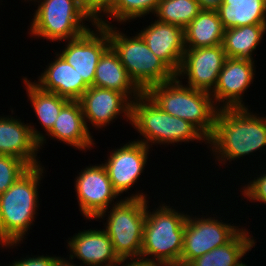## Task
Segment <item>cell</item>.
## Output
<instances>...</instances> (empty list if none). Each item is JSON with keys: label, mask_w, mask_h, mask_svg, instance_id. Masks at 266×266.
I'll return each mask as SVG.
<instances>
[{"label": "cell", "mask_w": 266, "mask_h": 266, "mask_svg": "<svg viewBox=\"0 0 266 266\" xmlns=\"http://www.w3.org/2000/svg\"><path fill=\"white\" fill-rule=\"evenodd\" d=\"M149 147L140 141H129L112 150L104 166L115 191L121 195L128 191L144 170Z\"/></svg>", "instance_id": "cell-14"}, {"label": "cell", "mask_w": 266, "mask_h": 266, "mask_svg": "<svg viewBox=\"0 0 266 266\" xmlns=\"http://www.w3.org/2000/svg\"><path fill=\"white\" fill-rule=\"evenodd\" d=\"M93 86L123 93L131 102L143 93L129 77L127 70L120 62L118 54L111 46L99 59L95 70ZM132 98L134 99L132 100Z\"/></svg>", "instance_id": "cell-21"}, {"label": "cell", "mask_w": 266, "mask_h": 266, "mask_svg": "<svg viewBox=\"0 0 266 266\" xmlns=\"http://www.w3.org/2000/svg\"><path fill=\"white\" fill-rule=\"evenodd\" d=\"M161 205L152 213L147 205L140 257L164 266H180L187 214Z\"/></svg>", "instance_id": "cell-4"}, {"label": "cell", "mask_w": 266, "mask_h": 266, "mask_svg": "<svg viewBox=\"0 0 266 266\" xmlns=\"http://www.w3.org/2000/svg\"><path fill=\"white\" fill-rule=\"evenodd\" d=\"M239 266H247L245 263L240 264Z\"/></svg>", "instance_id": "cell-36"}, {"label": "cell", "mask_w": 266, "mask_h": 266, "mask_svg": "<svg viewBox=\"0 0 266 266\" xmlns=\"http://www.w3.org/2000/svg\"><path fill=\"white\" fill-rule=\"evenodd\" d=\"M97 24L108 25L110 46L118 54L129 77L143 92L151 85L164 83L175 77V73L149 49L139 33L132 38L128 37L102 18Z\"/></svg>", "instance_id": "cell-6"}, {"label": "cell", "mask_w": 266, "mask_h": 266, "mask_svg": "<svg viewBox=\"0 0 266 266\" xmlns=\"http://www.w3.org/2000/svg\"><path fill=\"white\" fill-rule=\"evenodd\" d=\"M24 124L14 117H0V155L13 156L36 167L41 165L36 156L46 137L32 125Z\"/></svg>", "instance_id": "cell-13"}, {"label": "cell", "mask_w": 266, "mask_h": 266, "mask_svg": "<svg viewBox=\"0 0 266 266\" xmlns=\"http://www.w3.org/2000/svg\"><path fill=\"white\" fill-rule=\"evenodd\" d=\"M69 240V258H71L69 260L80 259L84 263L81 266H118L127 260H120L116 255L113 244L104 229L84 230Z\"/></svg>", "instance_id": "cell-17"}, {"label": "cell", "mask_w": 266, "mask_h": 266, "mask_svg": "<svg viewBox=\"0 0 266 266\" xmlns=\"http://www.w3.org/2000/svg\"><path fill=\"white\" fill-rule=\"evenodd\" d=\"M261 176L255 177L253 180L246 184L241 192L244 195V198H248L253 201L251 202H261L266 204V174H260Z\"/></svg>", "instance_id": "cell-30"}, {"label": "cell", "mask_w": 266, "mask_h": 266, "mask_svg": "<svg viewBox=\"0 0 266 266\" xmlns=\"http://www.w3.org/2000/svg\"><path fill=\"white\" fill-rule=\"evenodd\" d=\"M75 180V191L80 211L87 219H101L106 214L108 207L113 199L119 194L113 188V185L102 164L88 166L81 170Z\"/></svg>", "instance_id": "cell-10"}, {"label": "cell", "mask_w": 266, "mask_h": 266, "mask_svg": "<svg viewBox=\"0 0 266 266\" xmlns=\"http://www.w3.org/2000/svg\"><path fill=\"white\" fill-rule=\"evenodd\" d=\"M42 173L44 169L41 165L31 167L6 192L0 194L1 247H15L23 242L24 235L33 225L39 207L37 190Z\"/></svg>", "instance_id": "cell-2"}, {"label": "cell", "mask_w": 266, "mask_h": 266, "mask_svg": "<svg viewBox=\"0 0 266 266\" xmlns=\"http://www.w3.org/2000/svg\"><path fill=\"white\" fill-rule=\"evenodd\" d=\"M139 34L149 49L176 74L186 51L184 29L155 20Z\"/></svg>", "instance_id": "cell-18"}, {"label": "cell", "mask_w": 266, "mask_h": 266, "mask_svg": "<svg viewBox=\"0 0 266 266\" xmlns=\"http://www.w3.org/2000/svg\"><path fill=\"white\" fill-rule=\"evenodd\" d=\"M201 10L197 0H160L154 16L160 22L184 29Z\"/></svg>", "instance_id": "cell-27"}, {"label": "cell", "mask_w": 266, "mask_h": 266, "mask_svg": "<svg viewBox=\"0 0 266 266\" xmlns=\"http://www.w3.org/2000/svg\"><path fill=\"white\" fill-rule=\"evenodd\" d=\"M48 137L62 141L78 150L91 149L95 143L85 122L79 101H69L57 117Z\"/></svg>", "instance_id": "cell-20"}, {"label": "cell", "mask_w": 266, "mask_h": 266, "mask_svg": "<svg viewBox=\"0 0 266 266\" xmlns=\"http://www.w3.org/2000/svg\"><path fill=\"white\" fill-rule=\"evenodd\" d=\"M78 101L85 122L90 121L95 128H105L122 113L131 123L132 102L123 93L91 86Z\"/></svg>", "instance_id": "cell-16"}, {"label": "cell", "mask_w": 266, "mask_h": 266, "mask_svg": "<svg viewBox=\"0 0 266 266\" xmlns=\"http://www.w3.org/2000/svg\"><path fill=\"white\" fill-rule=\"evenodd\" d=\"M181 82L175 76L164 83L151 85L144 93L165 113L189 121L209 138L219 108L210 93Z\"/></svg>", "instance_id": "cell-3"}, {"label": "cell", "mask_w": 266, "mask_h": 266, "mask_svg": "<svg viewBox=\"0 0 266 266\" xmlns=\"http://www.w3.org/2000/svg\"><path fill=\"white\" fill-rule=\"evenodd\" d=\"M160 0H116L114 5L106 12L107 18L110 16L119 23L127 22L131 19H138L144 15L155 13Z\"/></svg>", "instance_id": "cell-28"}, {"label": "cell", "mask_w": 266, "mask_h": 266, "mask_svg": "<svg viewBox=\"0 0 266 266\" xmlns=\"http://www.w3.org/2000/svg\"><path fill=\"white\" fill-rule=\"evenodd\" d=\"M96 31L68 40L60 55L73 67L89 86H93L95 70L100 57L110 47L108 25L95 24ZM98 29V30H97Z\"/></svg>", "instance_id": "cell-11"}, {"label": "cell", "mask_w": 266, "mask_h": 266, "mask_svg": "<svg viewBox=\"0 0 266 266\" xmlns=\"http://www.w3.org/2000/svg\"><path fill=\"white\" fill-rule=\"evenodd\" d=\"M240 230L236 225L212 217L205 219L187 215L180 266H187L193 259L225 245Z\"/></svg>", "instance_id": "cell-9"}, {"label": "cell", "mask_w": 266, "mask_h": 266, "mask_svg": "<svg viewBox=\"0 0 266 266\" xmlns=\"http://www.w3.org/2000/svg\"><path fill=\"white\" fill-rule=\"evenodd\" d=\"M146 196L136 192L117 200L108 212L104 230L120 260L140 257L148 204Z\"/></svg>", "instance_id": "cell-7"}, {"label": "cell", "mask_w": 266, "mask_h": 266, "mask_svg": "<svg viewBox=\"0 0 266 266\" xmlns=\"http://www.w3.org/2000/svg\"><path fill=\"white\" fill-rule=\"evenodd\" d=\"M249 234L248 230L241 228L228 243L193 259L187 266H239L243 263L241 258L256 243Z\"/></svg>", "instance_id": "cell-24"}, {"label": "cell", "mask_w": 266, "mask_h": 266, "mask_svg": "<svg viewBox=\"0 0 266 266\" xmlns=\"http://www.w3.org/2000/svg\"><path fill=\"white\" fill-rule=\"evenodd\" d=\"M224 28L216 10L202 9L184 28L186 49L222 45Z\"/></svg>", "instance_id": "cell-22"}, {"label": "cell", "mask_w": 266, "mask_h": 266, "mask_svg": "<svg viewBox=\"0 0 266 266\" xmlns=\"http://www.w3.org/2000/svg\"><path fill=\"white\" fill-rule=\"evenodd\" d=\"M254 70V61L251 59L226 58L217 85L211 93L215 105L219 103L218 108L221 109L246 107L242 100L243 93L252 84Z\"/></svg>", "instance_id": "cell-15"}, {"label": "cell", "mask_w": 266, "mask_h": 266, "mask_svg": "<svg viewBox=\"0 0 266 266\" xmlns=\"http://www.w3.org/2000/svg\"><path fill=\"white\" fill-rule=\"evenodd\" d=\"M26 92L30 103L34 108L35 115L43 126L45 132H49L59 116L61 109L70 101L58 94L41 90L26 77L24 78Z\"/></svg>", "instance_id": "cell-26"}, {"label": "cell", "mask_w": 266, "mask_h": 266, "mask_svg": "<svg viewBox=\"0 0 266 266\" xmlns=\"http://www.w3.org/2000/svg\"><path fill=\"white\" fill-rule=\"evenodd\" d=\"M36 1V0H30ZM37 0L38 8L31 22L30 34L51 41L72 40L91 28L83 20L97 22L83 8L80 0Z\"/></svg>", "instance_id": "cell-8"}, {"label": "cell", "mask_w": 266, "mask_h": 266, "mask_svg": "<svg viewBox=\"0 0 266 266\" xmlns=\"http://www.w3.org/2000/svg\"><path fill=\"white\" fill-rule=\"evenodd\" d=\"M201 9L216 10L223 0H197Z\"/></svg>", "instance_id": "cell-34"}, {"label": "cell", "mask_w": 266, "mask_h": 266, "mask_svg": "<svg viewBox=\"0 0 266 266\" xmlns=\"http://www.w3.org/2000/svg\"><path fill=\"white\" fill-rule=\"evenodd\" d=\"M130 262H127L124 265L121 266H164L162 264H159L157 262H153L148 259H144L141 257L137 258H129Z\"/></svg>", "instance_id": "cell-33"}, {"label": "cell", "mask_w": 266, "mask_h": 266, "mask_svg": "<svg viewBox=\"0 0 266 266\" xmlns=\"http://www.w3.org/2000/svg\"><path fill=\"white\" fill-rule=\"evenodd\" d=\"M216 11L225 30L266 24V0H223Z\"/></svg>", "instance_id": "cell-23"}, {"label": "cell", "mask_w": 266, "mask_h": 266, "mask_svg": "<svg viewBox=\"0 0 266 266\" xmlns=\"http://www.w3.org/2000/svg\"><path fill=\"white\" fill-rule=\"evenodd\" d=\"M54 266H77V265L73 264V261L71 263L69 260H65V258L57 257L55 259Z\"/></svg>", "instance_id": "cell-35"}, {"label": "cell", "mask_w": 266, "mask_h": 266, "mask_svg": "<svg viewBox=\"0 0 266 266\" xmlns=\"http://www.w3.org/2000/svg\"><path fill=\"white\" fill-rule=\"evenodd\" d=\"M226 58L222 45L186 49L175 76H182L180 78L184 79L185 75L189 87L211 94L217 85Z\"/></svg>", "instance_id": "cell-12"}, {"label": "cell", "mask_w": 266, "mask_h": 266, "mask_svg": "<svg viewBox=\"0 0 266 266\" xmlns=\"http://www.w3.org/2000/svg\"><path fill=\"white\" fill-rule=\"evenodd\" d=\"M249 108H219L214 130L208 138L213 156L222 163L239 159L266 146V116ZM215 152V153H214Z\"/></svg>", "instance_id": "cell-1"}, {"label": "cell", "mask_w": 266, "mask_h": 266, "mask_svg": "<svg viewBox=\"0 0 266 266\" xmlns=\"http://www.w3.org/2000/svg\"><path fill=\"white\" fill-rule=\"evenodd\" d=\"M116 0H80L83 8L97 22L115 3Z\"/></svg>", "instance_id": "cell-31"}, {"label": "cell", "mask_w": 266, "mask_h": 266, "mask_svg": "<svg viewBox=\"0 0 266 266\" xmlns=\"http://www.w3.org/2000/svg\"><path fill=\"white\" fill-rule=\"evenodd\" d=\"M56 56L34 84L43 91L58 94L70 101H78L89 86L60 54Z\"/></svg>", "instance_id": "cell-19"}, {"label": "cell", "mask_w": 266, "mask_h": 266, "mask_svg": "<svg viewBox=\"0 0 266 266\" xmlns=\"http://www.w3.org/2000/svg\"><path fill=\"white\" fill-rule=\"evenodd\" d=\"M131 125L144 137L137 140L150 148L151 143L174 144L208 138L192 123L165 113L144 92L132 102Z\"/></svg>", "instance_id": "cell-5"}, {"label": "cell", "mask_w": 266, "mask_h": 266, "mask_svg": "<svg viewBox=\"0 0 266 266\" xmlns=\"http://www.w3.org/2000/svg\"><path fill=\"white\" fill-rule=\"evenodd\" d=\"M266 24H253L224 30L222 47L227 58L254 60L252 55L266 33Z\"/></svg>", "instance_id": "cell-25"}, {"label": "cell", "mask_w": 266, "mask_h": 266, "mask_svg": "<svg viewBox=\"0 0 266 266\" xmlns=\"http://www.w3.org/2000/svg\"><path fill=\"white\" fill-rule=\"evenodd\" d=\"M57 257L49 256H37V257H26L19 261H14V263L9 266H54L55 259Z\"/></svg>", "instance_id": "cell-32"}, {"label": "cell", "mask_w": 266, "mask_h": 266, "mask_svg": "<svg viewBox=\"0 0 266 266\" xmlns=\"http://www.w3.org/2000/svg\"><path fill=\"white\" fill-rule=\"evenodd\" d=\"M30 168L19 158L0 155V194L6 192Z\"/></svg>", "instance_id": "cell-29"}]
</instances>
